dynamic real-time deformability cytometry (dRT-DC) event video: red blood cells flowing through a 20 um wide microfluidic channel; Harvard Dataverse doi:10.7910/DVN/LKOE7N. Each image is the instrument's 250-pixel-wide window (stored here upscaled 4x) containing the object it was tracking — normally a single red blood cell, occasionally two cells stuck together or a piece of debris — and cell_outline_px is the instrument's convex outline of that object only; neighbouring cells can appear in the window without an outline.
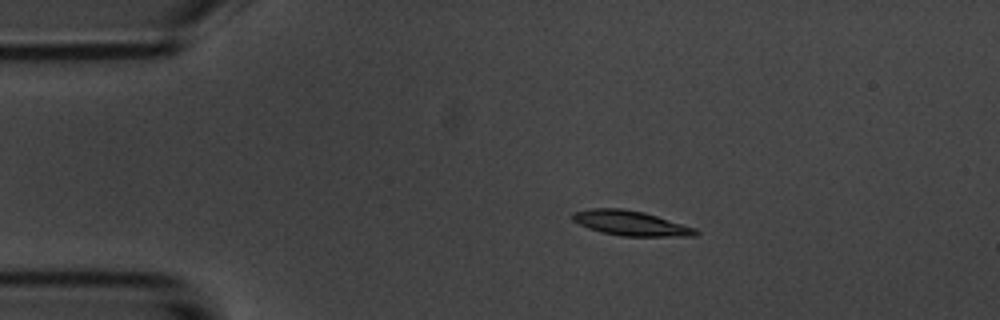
{"species": "common noctule bat (a hibernating species)", "species_latin": "Nyctalus noctula", "temperature_condition": "room temperature", "stored_images_in_passage": 3, "camera_frame_rate_fps": 3000, "um_per_image_px": 0.085, "animal": {"sex": "male", "body_mass_g": 20.1, "forearm_length_mm": 53.5}, "frame": {"image": 1, "passage_image": 2, "time_ms": 1.333, "image_size_px": [1000, 320], "cell_outline_px": [[700, 232], [696, 236], [620, 236], [600, 232], [588, 228], [572, 220], [572, 212], [592, 208], [624, 208], [644, 212], [696, 228]], "centroid_in_image_um": [53.6, 18.97], "position_along_channel_um": 31.4, "area_um2": 17.92}}